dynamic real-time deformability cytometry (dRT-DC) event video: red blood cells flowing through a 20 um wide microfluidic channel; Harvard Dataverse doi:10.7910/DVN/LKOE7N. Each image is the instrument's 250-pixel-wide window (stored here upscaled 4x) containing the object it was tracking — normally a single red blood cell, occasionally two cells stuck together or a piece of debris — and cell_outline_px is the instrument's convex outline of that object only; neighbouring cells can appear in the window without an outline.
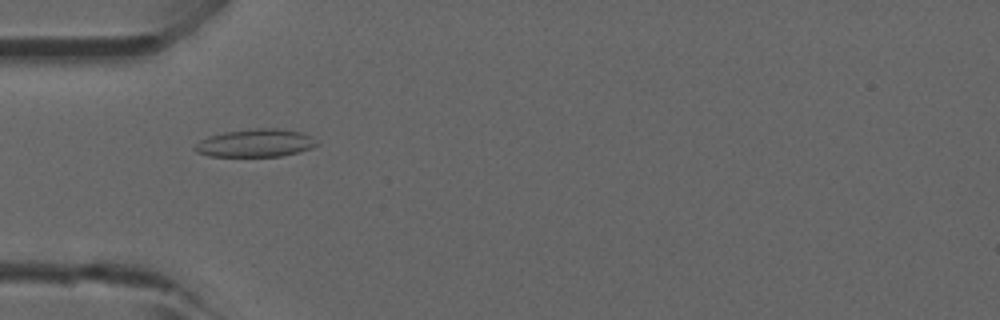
{"species": "common noctule bat (a hibernating species)", "species_latin": "Nyctalus noctula", "temperature_condition": "room temperature", "stored_images_in_passage": 3, "camera_frame_rate_fps": 3000, "um_per_image_px": 0.085, "animal": {"sex": "male", "forearm_length_mm": 52.5}, "frame": {"image": 1, "passage_image": 2, "time_ms": 0.333, "image_size_px": [1000, 320], "cell_outline_px": [[320, 144], [312, 148], [300, 152], [280, 156], [208, 156], [196, 152], [192, 148], [200, 140], [208, 136], [224, 132], [256, 128], [276, 128], [300, 132], [312, 136]], "centroid_in_image_um": [21.73, 12.16], "position_along_channel_um": 63.3, "area_um2": 19.94}}
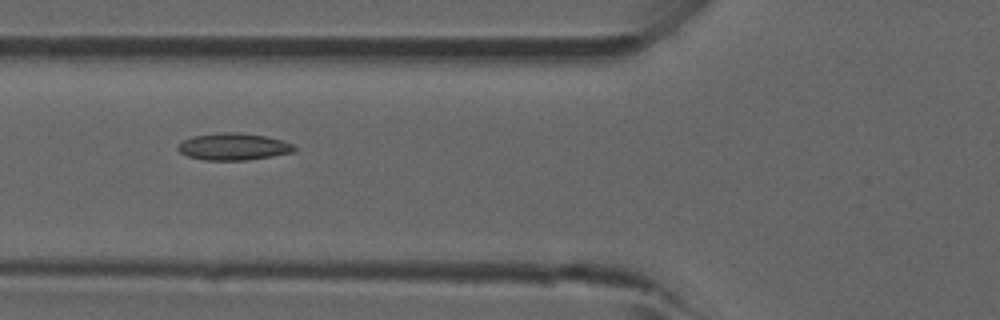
{"frame": {"image": 2, "passage_image": 3, "time_ms": 0.667, "image_size_px": [1000, 320], "cell_outline_px": [[296, 152], [248, 160], [204, 160], [188, 156], [180, 152], [176, 148], [184, 140], [192, 136], [216, 132], [236, 132], [264, 136], [280, 140], [292, 144], [296, 148]], "centroid_in_image_um": [19.84, 12.46], "position_along_channel_um": 106.0, "area_um2": 18.26}}